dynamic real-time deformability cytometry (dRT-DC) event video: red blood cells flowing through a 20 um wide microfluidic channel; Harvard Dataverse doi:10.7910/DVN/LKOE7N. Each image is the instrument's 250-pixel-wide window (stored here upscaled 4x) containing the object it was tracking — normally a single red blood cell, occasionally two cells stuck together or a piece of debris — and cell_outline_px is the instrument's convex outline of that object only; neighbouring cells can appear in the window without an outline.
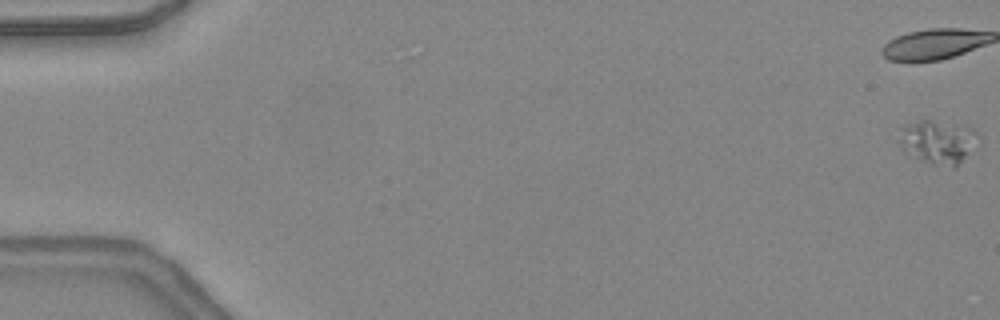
{"species": "common noctule bat (a hibernating species)", "species_latin": "Nyctalus noctula", "temperature_condition": "warm", "stored_images_in_passage": 33, "camera_frame_rate_fps": 3000, "um_per_image_px": 0.085, "animal": {"sex": "female", "body_mass_g": 24.6, "forearm_length_mm": 56.2}, "frame": {"image": 1, "passage_image": 1, "time_ms": 0.0, "image_size_px": [1000, 320], "cell_outline_px": [[980, 136], [956, 168], [952, 168], [932, 164], [904, 152], [896, 140], [900, 128], [908, 124], [920, 120], [928, 120], [972, 128]], "centroid_in_image_um": [79.65, 12.07], "position_along_channel_um": 5.3, "area_um2": 19.88}}
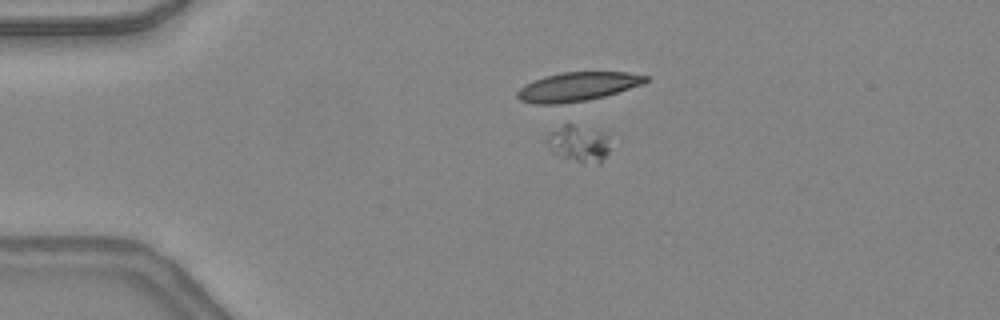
{"frame": {"image": 2, "passage_image": 12, "time_ms": 3.667, "image_size_px": [1000, 320], "cell_outline_px": [[608, 152], [600, 164], [580, 164], [560, 156], [552, 152], [544, 140], [548, 132], [564, 124], [572, 124], [600, 128], [608, 136]], "centroid_in_image_um": [49.19, 12.19], "position_along_channel_um": 35.8, "area_um2": 14.28}}